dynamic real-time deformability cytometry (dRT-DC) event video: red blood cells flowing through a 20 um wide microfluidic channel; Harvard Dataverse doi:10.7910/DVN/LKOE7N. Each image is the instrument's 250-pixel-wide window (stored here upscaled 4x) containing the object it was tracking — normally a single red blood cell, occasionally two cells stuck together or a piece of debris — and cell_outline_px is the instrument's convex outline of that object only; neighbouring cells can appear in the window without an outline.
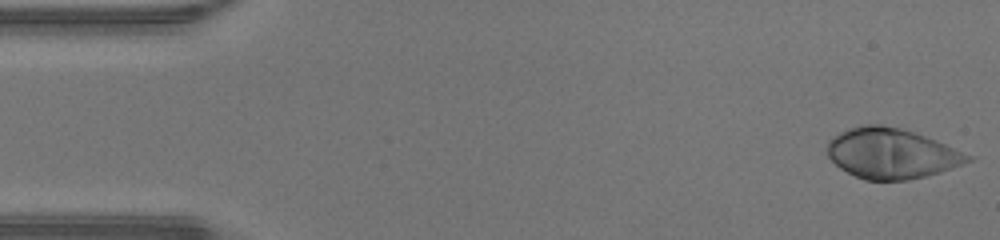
{"species": "human", "species_latin": "Homo sapiens", "temperature_condition": "warm", "stored_images_in_passage": 47, "camera_frame_rate_fps": 3000, "um_per_image_px": 0.085, "donor": {"sex": "male"}, "frame": {"image": 1, "passage_image": 1, "time_ms": 0.0, "image_size_px": [1000, 240], "cell_outline_px": [[976, 156], [972, 160], [940, 172], [908, 180], [864, 180], [840, 168], [828, 156], [828, 140], [832, 136], [848, 128], [860, 124], [880, 124], [900, 128], [936, 140]], "centroid_in_image_um": [75.78, 13.03], "position_along_channel_um": 9.2, "area_um2": 41.15}}
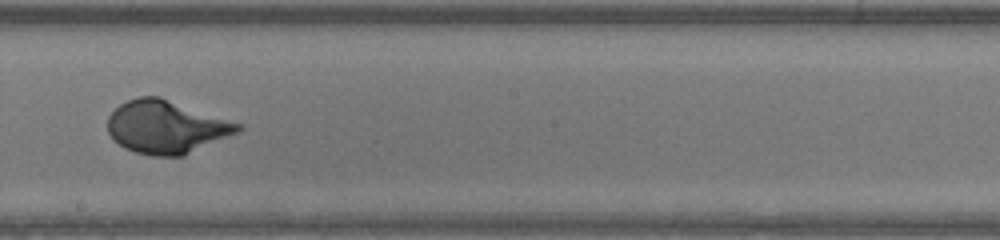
{"frame": {"image": 2, "passage_image": 26, "time_ms": 8.333, "image_size_px": [1000, 240], "cell_outline_px": [[244, 128], [240, 132], [184, 156], [152, 156], [136, 152], [124, 148], [112, 140], [108, 132], [108, 116], [120, 104], [128, 100], [140, 96], [160, 96], [244, 124]], "centroid_in_image_um": [14.18, 10.8], "position_along_channel_um": 234.0, "area_um2": 40.75}}
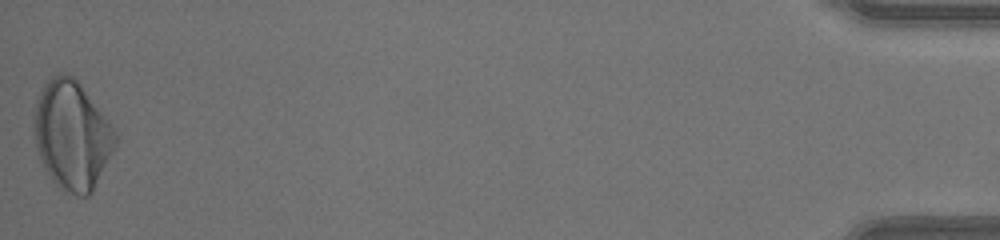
{"frame": {"image": 3, "passage_image": 47, "time_ms": 15.333, "image_size_px": [1000, 240], "cell_outline_px": [[120, 140], [92, 192], [88, 196], [76, 196], [64, 192], [52, 180], [44, 168], [40, 160], [36, 148], [32, 124], [32, 116], [36, 100], [40, 88], [52, 76], [60, 72], [72, 76], [80, 84], [116, 132]], "centroid_in_image_um": [6.09, 11.52], "position_along_channel_um": 429.1, "area_um2": 52.02}, "authors_computed_cell_mechanics": {"area_um2": 40.1132, "velocity_mm_per_s": 4.2956, "shape_relaxation_time_tau1_ms": 2.6373, "shape_relaxation_time_tau2_ms": null, "deformation_change_tau1": 0.2041, "deformation_change_tau2": null}}